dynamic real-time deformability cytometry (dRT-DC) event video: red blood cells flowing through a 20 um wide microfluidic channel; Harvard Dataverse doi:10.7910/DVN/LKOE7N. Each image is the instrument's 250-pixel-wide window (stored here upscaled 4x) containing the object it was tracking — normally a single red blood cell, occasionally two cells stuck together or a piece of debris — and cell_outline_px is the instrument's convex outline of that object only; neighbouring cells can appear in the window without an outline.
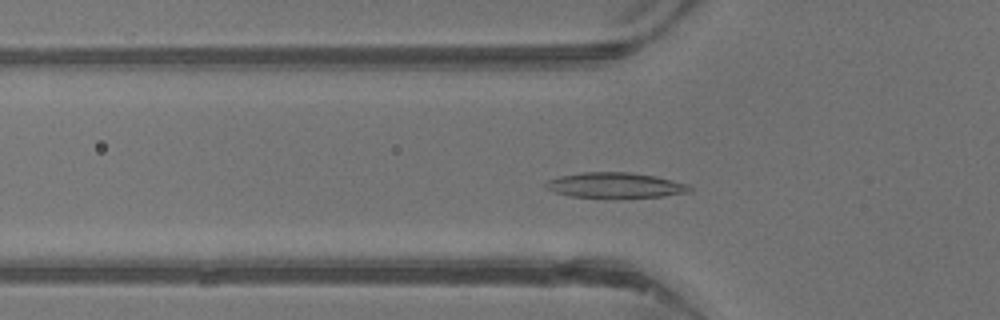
{"species": "common noctule bat (a hibernating species)", "species_latin": "Nyctalus noctula", "temperature_condition": "warm", "stored_images_in_passage": 39, "camera_frame_rate_fps": 3000, "um_per_image_px": 0.085, "animal": {"sex": "male", "body_mass_g": 13.3}, "frame": {"image": 1, "passage_image": 11, "time_ms": 3.333, "image_size_px": [1000, 320], "cell_outline_px": [[692, 192], [664, 196], [572, 196], [556, 192], [544, 188], [544, 184], [548, 180], [560, 176], [580, 172], [628, 172], [656, 176], [688, 184], [692, 188]], "centroid_in_image_um": [52.31, 15.72], "position_along_channel_um": 73.5, "area_um2": 20.75}}
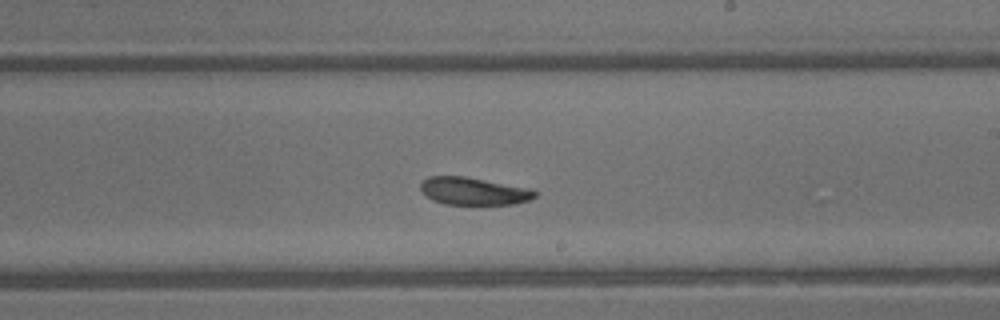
{"frame": {"image": 2, "passage_image": 22, "time_ms": 7.0, "image_size_px": [1000, 320], "cell_outline_px": [[540, 192], [536, 196], [528, 200], [512, 204], [444, 204], [432, 200], [420, 188], [420, 184], [428, 176], [464, 176], [528, 188]], "centroid_in_image_um": [40.26, 16.24], "position_along_channel_um": 248.7, "area_um2": 18.15}}
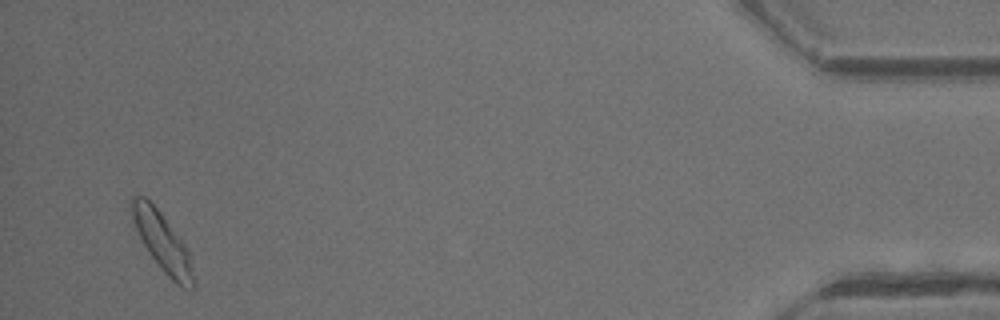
{"frame": {"image": 3, "passage_image": 38, "time_ms": 12.333, "image_size_px": [1000, 320], "cell_outline_px": [[192, 292], [176, 284], [164, 272], [152, 256], [144, 244], [136, 228], [132, 216], [132, 196], [144, 196], [160, 212], [184, 244], [188, 252], [192, 268]], "centroid_in_image_um": [13.81, 20.59], "position_along_channel_um": 421.4, "area_um2": 20.0}, "authors_computed_cell_mechanics": {"area_um2": 19.652, "velocity_mm_per_s": 4.7725, "shape_relaxation_time_tau1_ms": 2.1559, "shape_relaxation_time_tau2_ms": null, "deformation_change_tau1": 0.1175, "deformation_change_tau2": null}}